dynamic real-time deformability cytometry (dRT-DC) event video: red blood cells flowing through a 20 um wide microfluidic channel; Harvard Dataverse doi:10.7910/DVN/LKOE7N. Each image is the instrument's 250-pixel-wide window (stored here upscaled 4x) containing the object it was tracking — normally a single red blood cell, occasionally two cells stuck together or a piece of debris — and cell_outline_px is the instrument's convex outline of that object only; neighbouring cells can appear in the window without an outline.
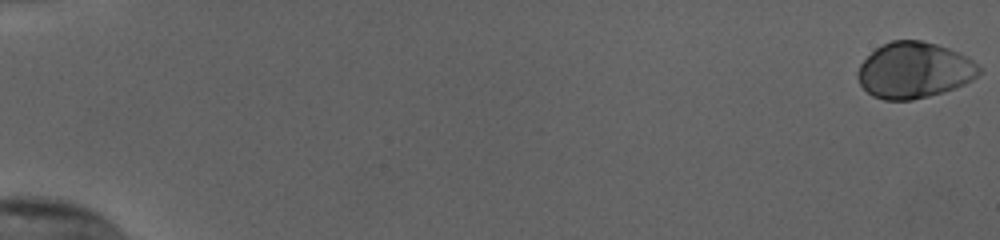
{"species": "human", "species_latin": "Homo sapiens", "temperature_condition": "cold", "stored_images_in_passage": 56, "camera_frame_rate_fps": 3000, "um_per_image_px": 0.085, "donor": {"sex": "female"}, "frame": {"image": 1, "passage_image": 1, "time_ms": 0.0, "image_size_px": [1000, 240], "cell_outline_px": [[984, 72], [972, 80], [956, 88], [944, 92], [912, 100], [884, 100], [872, 96], [860, 84], [856, 76], [856, 72], [860, 64], [876, 48], [892, 40], [920, 40], [936, 44], [948, 48], [968, 56]], "centroid_in_image_um": [77.72, 5.98], "position_along_channel_um": 7.3, "area_um2": 39.77}}
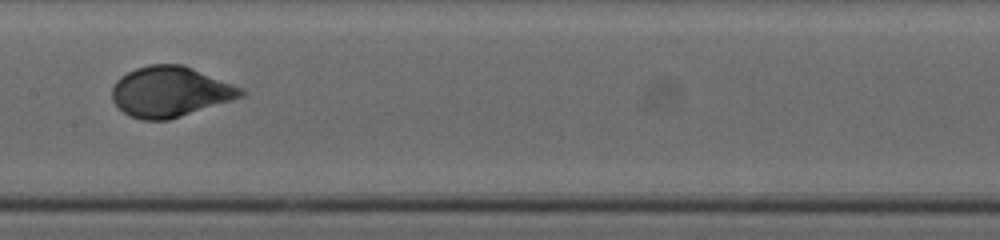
{"frame": {"image": 2, "passage_image": 31, "time_ms": 10.0, "image_size_px": [1000, 240], "cell_outline_px": [[244, 96], [232, 100], [168, 120], [140, 120], [128, 116], [112, 100], [112, 88], [116, 80], [120, 76], [136, 68], [148, 64], [184, 64], [244, 88]], "centroid_in_image_um": [14.46, 7.79], "position_along_channel_um": 192.9, "area_um2": 38.03}}
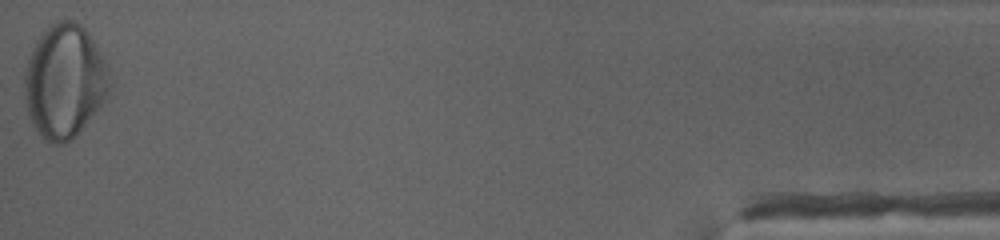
{"frame": {"image": 3, "passage_image": 56, "time_ms": 18.333, "image_size_px": [1000, 240], "cell_outline_px": [[112, 84], [104, 100], [72, 140], [64, 144], [52, 144], [44, 140], [32, 124], [24, 100], [24, 72], [32, 48], [36, 40], [56, 20], [72, 20], [80, 24], [88, 32], [108, 64]], "centroid_in_image_um": [5.48, 6.91], "position_along_channel_um": 429.7, "area_um2": 56.53}, "authors_computed_cell_mechanics": {"area_um2": 38.4081, "velocity_mm_per_s": 3.798, "shape_relaxation_time_tau1_ms": 3.6681, "shape_relaxation_time_tau2_ms": null, "deformation_change_tau1": 0.1641, "deformation_change_tau2": null}}